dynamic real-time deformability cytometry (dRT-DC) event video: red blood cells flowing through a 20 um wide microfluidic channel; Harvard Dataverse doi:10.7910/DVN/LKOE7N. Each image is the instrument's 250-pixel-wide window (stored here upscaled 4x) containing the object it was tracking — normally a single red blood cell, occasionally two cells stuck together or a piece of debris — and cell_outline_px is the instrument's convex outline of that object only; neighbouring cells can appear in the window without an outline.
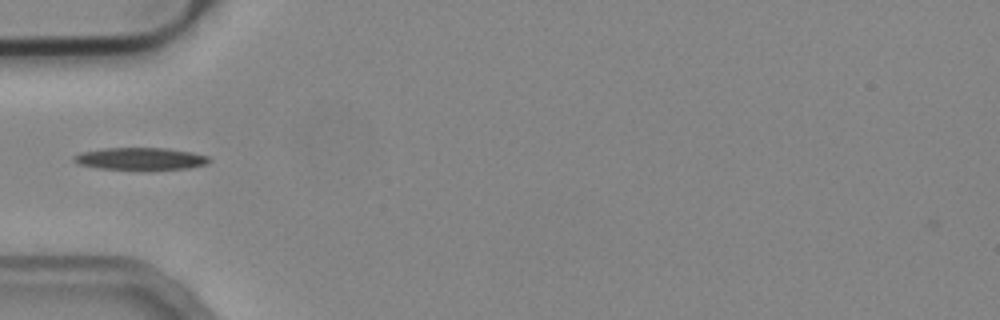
{"species": "common noctule bat (a hibernating species)", "species_latin": "Nyctalus noctula", "temperature_condition": "cold", "stored_images_in_passage": 37, "camera_frame_rate_fps": 3000, "um_per_image_px": 0.085, "animal": {"sex": "male", "body_mass_g": 19.2, "forearm_length_mm": 51.8}, "frame": {"image": 1, "passage_image": 1, "time_ms": 0.0, "image_size_px": [1000, 320], "cell_outline_px": [[212, 160], [204, 164], [188, 168], [100, 168], [80, 164], [72, 160], [72, 156], [80, 152], [104, 148], [168, 148], [192, 152], [208, 156]], "centroid_in_image_um": [11.92, 13.46], "position_along_channel_um": 73.1, "area_um2": 16.99}}
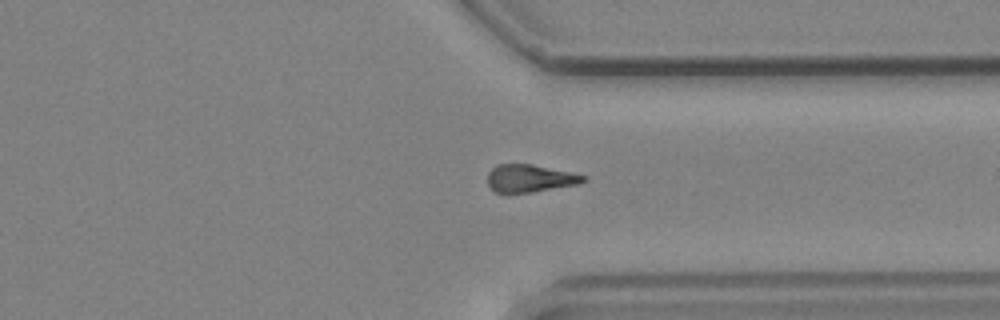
{"frame": {"image": 2, "passage_image": 24, "time_ms": 7.667, "image_size_px": [1000, 320], "cell_outline_px": [[588, 180], [580, 184], [532, 192], [496, 192], [488, 184], [488, 172], [496, 164], [532, 164], [572, 172], [588, 176]], "centroid_in_image_um": [45.1, 15.14], "position_along_channel_um": 366.3, "area_um2": 15.49}}
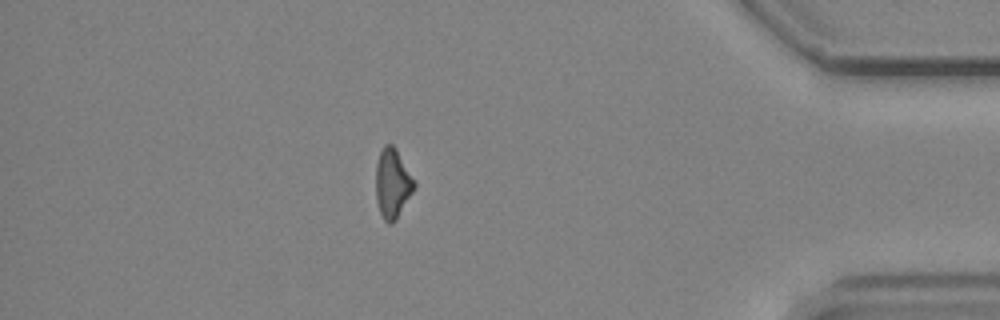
{"frame": {"image": 3, "passage_image": 30, "time_ms": 9.667, "image_size_px": [1000, 320], "cell_outline_px": [[416, 188], [396, 220], [392, 224], [388, 224], [384, 220], [380, 212], [376, 200], [376, 164], [380, 152], [384, 144], [392, 144], [396, 148], [416, 184]], "centroid_in_image_um": [33.36, 15.61], "position_along_channel_um": 401.8, "area_um2": 15.61}, "authors_computed_cell_mechanics": {"area_um2": 16.3574, "velocity_mm_per_s": 3.8209, "shape_relaxation_time_tau1_ms": 4.8872, "shape_relaxation_time_tau2_ms": null, "deformation_change_tau1": 0.1536, "deformation_change_tau2": null}}